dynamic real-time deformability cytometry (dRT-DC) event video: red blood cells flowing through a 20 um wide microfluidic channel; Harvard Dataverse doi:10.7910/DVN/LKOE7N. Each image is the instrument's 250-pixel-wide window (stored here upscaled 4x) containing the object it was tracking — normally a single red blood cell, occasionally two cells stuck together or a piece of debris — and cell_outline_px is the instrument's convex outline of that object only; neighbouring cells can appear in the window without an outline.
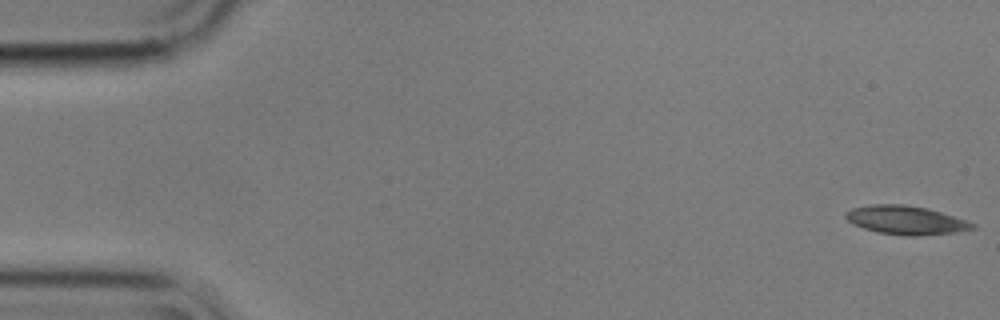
{"species": "common noctule bat (a hibernating species)", "species_latin": "Nyctalus noctula", "temperature_condition": "cold", "stored_images_in_passage": 9, "camera_frame_rate_fps": 3000, "um_per_image_px": 0.085, "animal": {"sex": "male", "body_mass_g": 17.9}, "frame": {"image": 1, "passage_image": 1, "time_ms": 0.0, "image_size_px": [1000, 320], "cell_outline_px": [[976, 228], [960, 232], [916, 236], [908, 236], [876, 232], [852, 224], [844, 216], [844, 212], [852, 208], [872, 204], [904, 204], [928, 208], [976, 224]], "centroid_in_image_um": [76.98, 18.71], "position_along_channel_um": 8.0, "area_um2": 21.27}}